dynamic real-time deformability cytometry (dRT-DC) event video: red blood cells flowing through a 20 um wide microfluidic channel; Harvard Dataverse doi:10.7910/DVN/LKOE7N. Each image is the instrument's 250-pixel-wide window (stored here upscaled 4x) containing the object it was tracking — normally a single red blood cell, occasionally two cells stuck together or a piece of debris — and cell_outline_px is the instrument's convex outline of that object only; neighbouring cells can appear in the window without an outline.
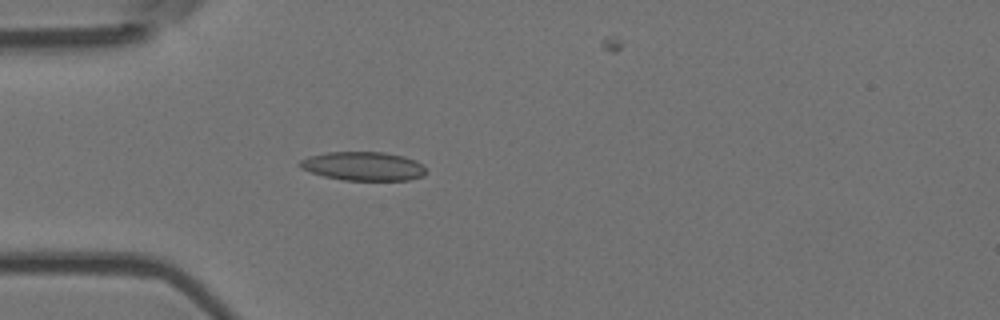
{"species": "Egyptian fruit bat (a non-hibernating species)", "species_latin": "Rousettus aegyptiacus", "temperature_condition": "room temperature", "stored_images_in_passage": 6, "camera_frame_rate_fps": 3000, "um_per_image_px": 0.085, "animal": {"sex": "female"}, "frame": {"image": 1, "passage_image": 5, "time_ms": 1.333, "image_size_px": [1000, 320], "cell_outline_px": [[424, 176], [408, 180], [344, 180], [324, 176], [300, 168], [300, 160], [308, 156], [328, 152], [384, 152], [404, 156], [416, 160], [424, 164]], "centroid_in_image_um": [30.9, 14.12], "position_along_channel_um": 54.1, "area_um2": 21.15}}